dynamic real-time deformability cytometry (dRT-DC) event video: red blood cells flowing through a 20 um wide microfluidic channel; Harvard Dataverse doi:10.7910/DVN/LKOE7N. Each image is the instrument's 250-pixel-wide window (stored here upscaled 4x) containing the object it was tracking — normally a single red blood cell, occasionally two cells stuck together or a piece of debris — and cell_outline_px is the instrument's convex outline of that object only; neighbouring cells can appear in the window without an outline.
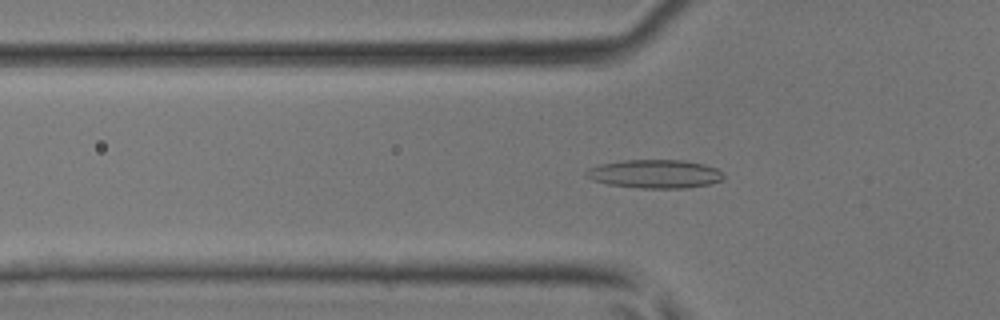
{"species": "common noctule bat (a hibernating species)", "species_latin": "Nyctalus noctula", "temperature_condition": "room temperature", "stored_images_in_passage": 47, "segment_of_instrument_passage": [1, 2], "camera_frame_rate_fps": 3000, "um_per_image_px": 0.085, "animal": {"sex": "male", "body_mass_g": 17.9, "forearm_length_mm": 54.2}, "frame": {"image": 1, "passage_image": 16, "time_ms": 5.0, "image_size_px": [1000, 320], "cell_outline_px": [[724, 180], [708, 184], [688, 188], [640, 188], [608, 184], [592, 180], [584, 176], [584, 172], [588, 168], [600, 164], [624, 160], [684, 160], [704, 164], [716, 168], [724, 176]], "centroid_in_image_um": [55.64, 14.78], "position_along_channel_um": 70.2, "area_um2": 22.95}}
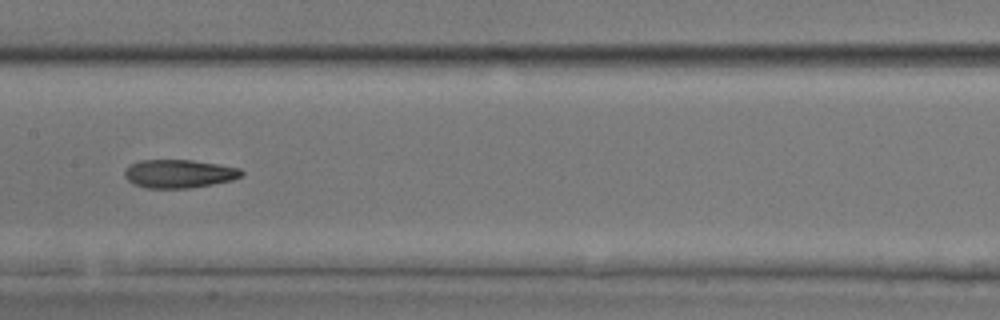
{"frame": {"image": 2, "passage_image": 24, "time_ms": 7.667, "image_size_px": [1000, 320], "cell_outline_px": [[244, 172], [240, 176], [232, 180], [212, 184], [188, 188], [144, 188], [128, 180], [124, 176], [124, 172], [132, 164], [140, 160], [192, 160], [220, 164], [240, 168]], "centroid_in_image_um": [15.24, 14.76], "position_along_channel_um": 192.2, "area_um2": 19.19}}
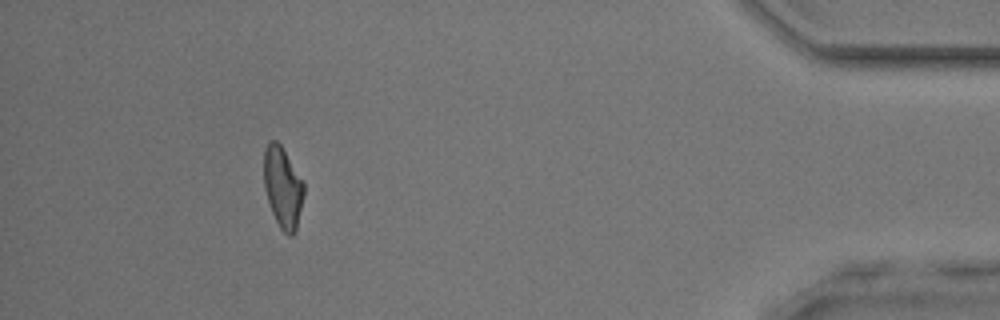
{"frame": {"image": 3, "passage_image": 42, "time_ms": 13.667, "image_size_px": [1000, 320], "cell_outline_px": [[304, 196], [296, 228], [292, 236], [288, 236], [280, 228], [272, 212], [264, 188], [264, 148], [268, 140], [276, 140], [280, 144], [304, 184]], "centroid_in_image_um": [24.02, 15.91], "position_along_channel_um": 411.2, "area_um2": 18.67}}